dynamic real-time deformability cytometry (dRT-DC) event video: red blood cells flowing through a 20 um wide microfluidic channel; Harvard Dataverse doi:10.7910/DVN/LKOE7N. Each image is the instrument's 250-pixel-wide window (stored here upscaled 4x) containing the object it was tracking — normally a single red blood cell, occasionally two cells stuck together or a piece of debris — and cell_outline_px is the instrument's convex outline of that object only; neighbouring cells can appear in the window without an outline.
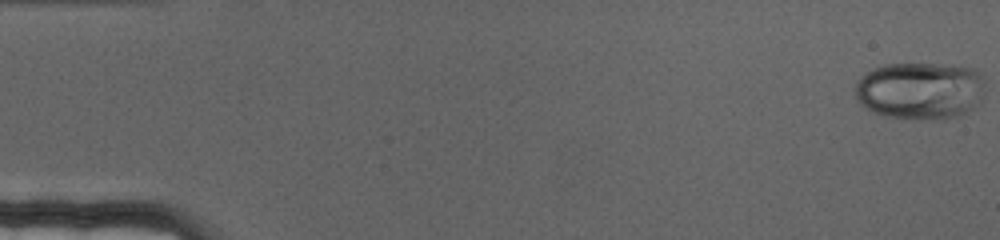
{"species": "human", "species_latin": "Homo sapiens", "temperature_condition": "cold", "stored_images_in_passage": 70, "camera_frame_rate_fps": 3000, "um_per_image_px": 0.085, "donor": {"sex": "female"}, "frame": {"image": 1, "passage_image": 1, "time_ms": 0.0, "image_size_px": [1000, 240], "cell_outline_px": [[984, 96], [980, 104], [968, 112], [944, 120], [928, 120], [884, 116], [872, 112], [860, 104], [856, 100], [856, 80], [872, 68], [884, 64], [936, 64], [976, 68], [984, 76]], "centroid_in_image_um": [78.25, 7.71], "position_along_channel_um": 6.8, "area_um2": 44.39}}
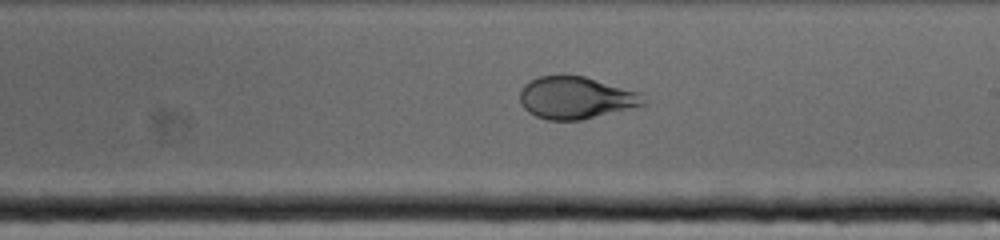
{"frame": {"image": 2, "passage_image": 41, "time_ms": 13.333, "image_size_px": [1000, 240], "cell_outline_px": [[644, 104], [580, 120], [548, 120], [536, 116], [528, 112], [520, 104], [520, 88], [524, 84], [540, 76], [584, 76], [640, 92]], "centroid_in_image_um": [48.88, 8.31], "position_along_channel_um": 240.1, "area_um2": 29.88}}
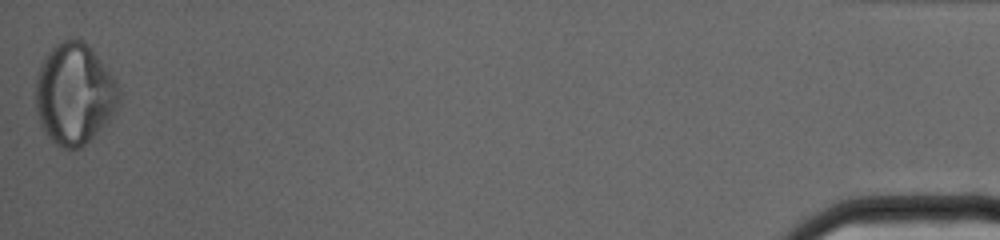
{"frame": {"image": 3, "passage_image": 70, "time_ms": 23.0, "image_size_px": [1000, 240], "cell_outline_px": [[124, 92], [112, 116], [80, 148], [72, 152], [60, 148], [44, 132], [40, 124], [36, 112], [36, 76], [40, 64], [44, 56], [60, 40], [80, 40], [88, 44], [92, 48]], "centroid_in_image_um": [6.32, 7.99], "position_along_channel_um": 428.9, "area_um2": 49.48}}